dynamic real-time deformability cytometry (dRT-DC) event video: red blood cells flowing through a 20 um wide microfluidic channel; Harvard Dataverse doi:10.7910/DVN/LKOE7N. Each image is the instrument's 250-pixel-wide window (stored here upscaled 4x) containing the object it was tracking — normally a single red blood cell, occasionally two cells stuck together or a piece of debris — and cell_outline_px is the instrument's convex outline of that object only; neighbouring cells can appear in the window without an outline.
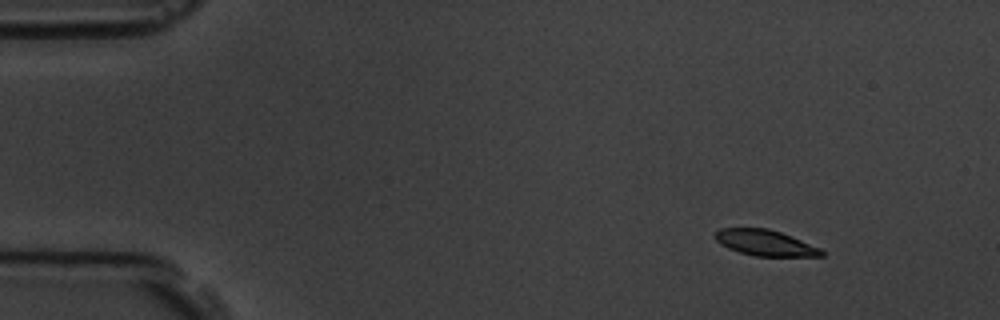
{"species": "common noctule bat (a hibernating species)", "species_latin": "Nyctalus noctula", "temperature_condition": "room temperature", "stored_images_in_passage": 4, "camera_frame_rate_fps": 3000, "um_per_image_px": 0.085, "animal": {"sex": "male", "body_mass_g": 19.5, "forearm_length_mm": 54.6}, "frame": {"image": 1, "passage_image": 1, "time_ms": 0.0, "image_size_px": [1000, 320], "cell_outline_px": [[824, 256], [756, 256], [740, 252], [728, 248], [720, 244], [716, 240], [716, 232], [720, 228], [768, 228], [792, 236], [820, 248], [824, 252]], "centroid_in_image_um": [65.05, 20.64], "position_along_channel_um": 19.9, "area_um2": 15.9}}
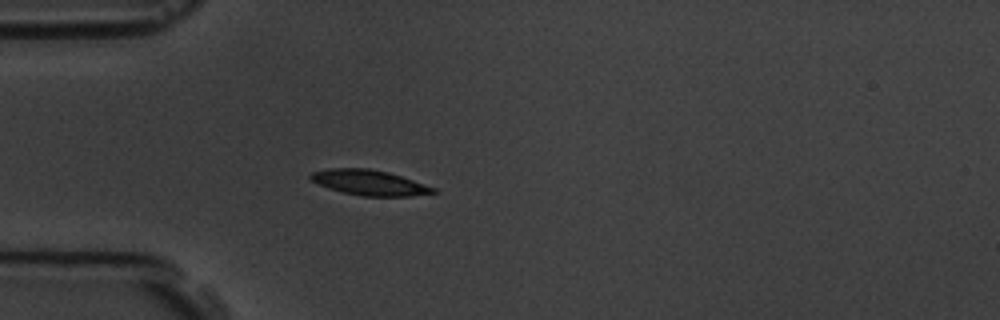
{"frame": {"image": 2, "passage_image": 4, "time_ms": 3.333, "image_size_px": [1000, 320], "cell_outline_px": [[436, 192], [412, 196], [360, 196], [328, 188], [312, 180], [308, 176], [312, 172], [328, 168], [368, 168], [388, 172], [436, 188]], "centroid_in_image_um": [31.38, 15.52], "position_along_channel_um": 53.6, "area_um2": 17.86}}